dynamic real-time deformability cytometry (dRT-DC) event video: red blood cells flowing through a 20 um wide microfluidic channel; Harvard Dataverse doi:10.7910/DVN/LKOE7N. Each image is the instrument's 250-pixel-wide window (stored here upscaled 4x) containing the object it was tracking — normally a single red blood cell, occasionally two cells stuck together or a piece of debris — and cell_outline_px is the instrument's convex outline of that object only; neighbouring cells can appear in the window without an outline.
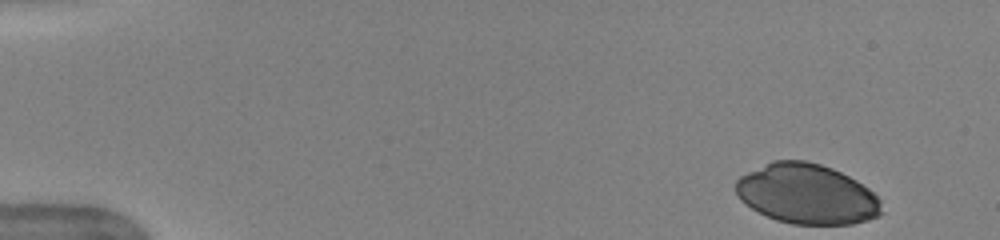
{"species": "human", "species_latin": "Homo sapiens", "temperature_condition": "warm", "stored_images_in_passage": 41, "camera_frame_rate_fps": 3000, "um_per_image_px": 0.085, "donor": {"sex": "female"}, "frame": {"image": 1, "passage_image": 1, "time_ms": 0.0, "image_size_px": [1000, 240], "cell_outline_px": [[884, 212], [880, 216], [868, 220], [852, 224], [792, 224], [776, 220], [752, 208], [740, 200], [736, 192], [736, 180], [740, 176], [772, 160], [804, 160], [820, 164], [832, 168], [856, 180], [868, 188], [880, 200]], "centroid_in_image_um": [68.6, 16.49], "position_along_channel_um": 16.4, "area_um2": 50.98}}
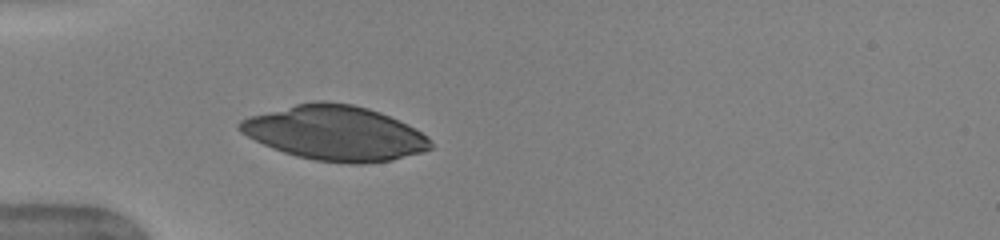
{"frame": {"image": 2, "passage_image": 13, "time_ms": 4.0, "image_size_px": [1000, 240], "cell_outline_px": [[432, 148], [424, 152], [392, 160], [364, 164], [348, 164], [316, 160], [296, 156], [272, 148], [240, 132], [236, 128], [236, 124], [240, 120], [248, 116], [296, 104], [320, 100], [324, 100], [352, 104], [368, 108], [380, 112], [428, 136], [432, 144]], "centroid_in_image_um": [28.46, 11.31], "position_along_channel_um": 56.5, "area_um2": 60.69}}